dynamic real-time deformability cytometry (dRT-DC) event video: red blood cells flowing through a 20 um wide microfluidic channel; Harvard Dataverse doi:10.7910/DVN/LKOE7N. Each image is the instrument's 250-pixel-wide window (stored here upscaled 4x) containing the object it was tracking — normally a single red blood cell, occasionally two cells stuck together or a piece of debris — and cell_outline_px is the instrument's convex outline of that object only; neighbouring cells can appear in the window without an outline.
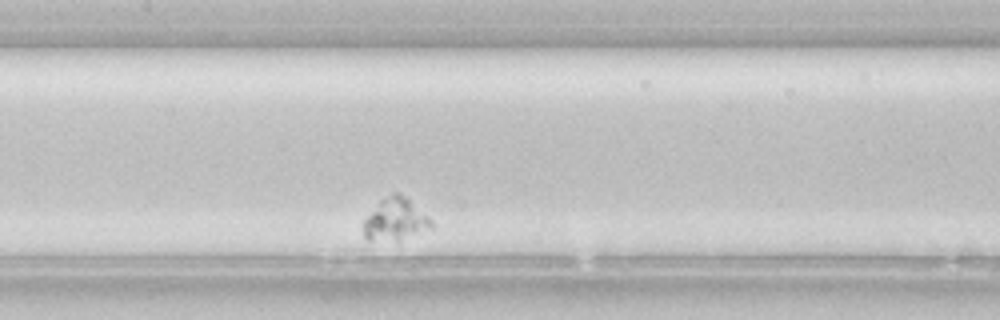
{"species": "common noctule bat (a hibernating species)", "species_latin": "Nyctalus noctula", "temperature_condition": "room temperature", "stored_images_in_passage": 27, "camera_frame_rate_fps": 3000, "um_per_image_px": 0.085, "animal": {"sex": "female", "body_mass_g": 22.7, "forearm_length_mm": 54.2}, "frame": {"image": 1, "passage_image": 8, "time_ms": 2.333, "image_size_px": [1000, 320], "cell_outline_px": [[432, 228], [396, 240], [368, 240], [364, 236], [364, 220], [380, 200], [392, 192], [400, 192], [428, 216], [432, 220]], "centroid_in_image_um": [33.6, 18.63], "position_along_channel_um": 173.8, "area_um2": 16.36}}
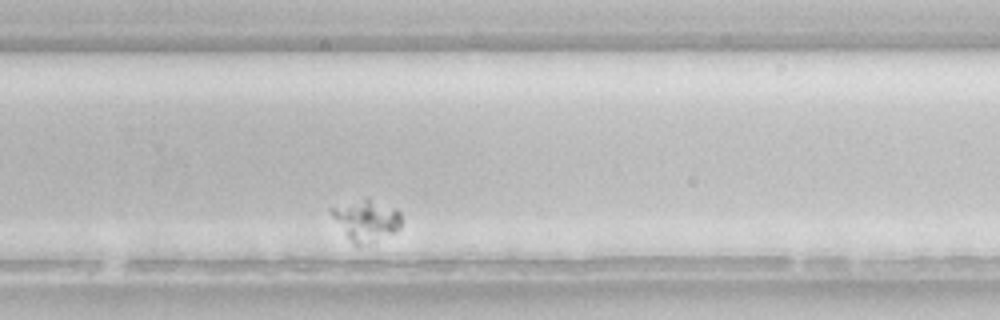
{"frame": {"image": 2, "passage_image": 20, "time_ms": 6.333, "image_size_px": [1000, 320], "cell_outline_px": [[400, 228], [396, 232], [360, 244], [352, 244], [332, 216], [328, 208], [368, 196], [396, 208], [400, 212]], "centroid_in_image_um": [31.12, 18.65], "position_along_channel_um": 298.7, "area_um2": 16.7}}